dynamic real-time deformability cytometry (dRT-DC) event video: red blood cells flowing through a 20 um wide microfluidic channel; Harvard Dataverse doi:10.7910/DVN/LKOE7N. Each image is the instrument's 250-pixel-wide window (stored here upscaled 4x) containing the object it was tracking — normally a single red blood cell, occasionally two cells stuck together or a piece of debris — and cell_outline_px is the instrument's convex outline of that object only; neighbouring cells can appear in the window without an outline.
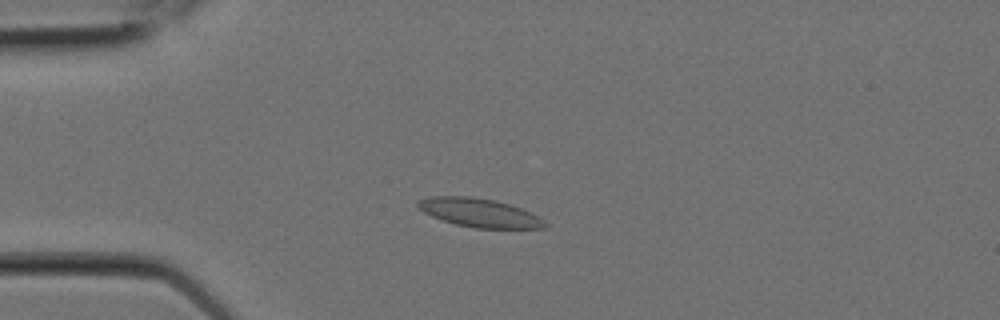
{"species": "Egyptian fruit bat (a non-hibernating species)", "species_latin": "Rousettus aegyptiacus", "temperature_condition": "room temperature", "stored_images_in_passage": 5, "camera_frame_rate_fps": 3000, "um_per_image_px": 0.085, "animal": {"sex": "female"}, "frame": {"image": 1, "passage_image": 3, "time_ms": 0.667, "image_size_px": [1000, 320], "cell_outline_px": [[532, 228], [484, 228], [460, 224], [436, 216], [428, 212], [420, 204], [424, 200], [488, 200], [504, 204], [516, 208], [532, 216]], "centroid_in_image_um": [40.73, 18.15], "position_along_channel_um": 44.3, "area_um2": 16.76}}
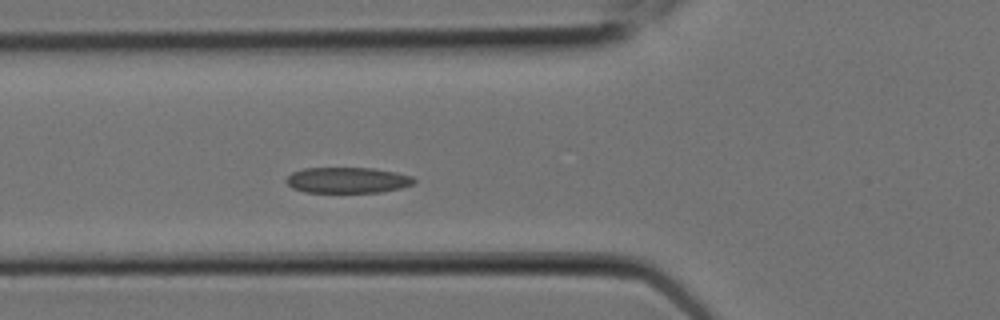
{"frame": {"image": 2, "passage_image": 5, "time_ms": 1.333, "image_size_px": [1000, 320], "cell_outline_px": [[412, 180], [408, 184], [392, 188], [372, 192], [312, 192], [296, 188], [288, 184], [288, 176], [296, 172], [312, 168], [364, 168], [388, 172], [404, 176]], "centroid_in_image_um": [29.38, 15.31], "position_along_channel_um": 96.4, "area_um2": 17.46}}